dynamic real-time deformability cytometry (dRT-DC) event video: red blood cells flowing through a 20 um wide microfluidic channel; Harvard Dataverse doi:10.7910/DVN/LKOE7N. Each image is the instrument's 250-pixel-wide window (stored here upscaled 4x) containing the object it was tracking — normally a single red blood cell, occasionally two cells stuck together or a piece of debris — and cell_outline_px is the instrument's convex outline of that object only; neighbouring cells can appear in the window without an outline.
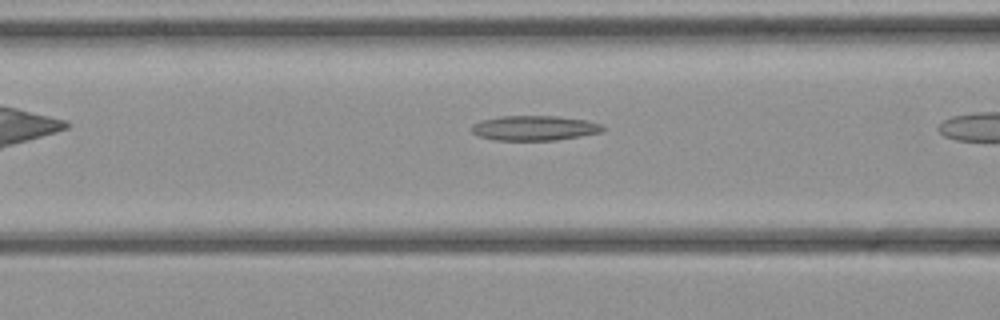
{"species": "common noctule bat (a hibernating species)", "species_latin": "Nyctalus noctula", "temperature_condition": "cold", "stored_images_in_passage": 7, "camera_frame_rate_fps": 3000, "um_per_image_px": 0.085, "animal": {"sex": "female", "body_mass_g": 21.9}, "frame": {"image": 1, "passage_image": 5, "time_ms": 1.333, "image_size_px": [1000, 320], "cell_outline_px": [[604, 128], [600, 132], [580, 136], [556, 140], [492, 140], [476, 136], [472, 132], [472, 124], [480, 120], [500, 116], [556, 116], [588, 120], [604, 124]], "centroid_in_image_um": [45.4, 10.88], "position_along_channel_um": 121.2, "area_um2": 19.19}}